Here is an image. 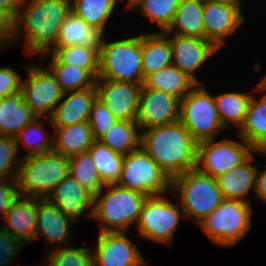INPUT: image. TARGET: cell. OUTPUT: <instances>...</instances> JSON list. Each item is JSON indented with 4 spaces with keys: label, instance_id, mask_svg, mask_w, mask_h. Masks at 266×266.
<instances>
[{
    "label": "cell",
    "instance_id": "obj_1",
    "mask_svg": "<svg viewBox=\"0 0 266 266\" xmlns=\"http://www.w3.org/2000/svg\"><path fill=\"white\" fill-rule=\"evenodd\" d=\"M70 11L71 0H22L15 19L14 42L25 35L23 51L30 56L50 53Z\"/></svg>",
    "mask_w": 266,
    "mask_h": 266
},
{
    "label": "cell",
    "instance_id": "obj_2",
    "mask_svg": "<svg viewBox=\"0 0 266 266\" xmlns=\"http://www.w3.org/2000/svg\"><path fill=\"white\" fill-rule=\"evenodd\" d=\"M197 144L179 120L141 133V147L170 179L196 168Z\"/></svg>",
    "mask_w": 266,
    "mask_h": 266
},
{
    "label": "cell",
    "instance_id": "obj_3",
    "mask_svg": "<svg viewBox=\"0 0 266 266\" xmlns=\"http://www.w3.org/2000/svg\"><path fill=\"white\" fill-rule=\"evenodd\" d=\"M104 188L109 191L104 193L102 189L93 197L91 218L100 221V232H127L138 220L148 196L118 184L105 185Z\"/></svg>",
    "mask_w": 266,
    "mask_h": 266
},
{
    "label": "cell",
    "instance_id": "obj_4",
    "mask_svg": "<svg viewBox=\"0 0 266 266\" xmlns=\"http://www.w3.org/2000/svg\"><path fill=\"white\" fill-rule=\"evenodd\" d=\"M69 170V158L53 151L23 157L16 178L20 196L47 198Z\"/></svg>",
    "mask_w": 266,
    "mask_h": 266
},
{
    "label": "cell",
    "instance_id": "obj_5",
    "mask_svg": "<svg viewBox=\"0 0 266 266\" xmlns=\"http://www.w3.org/2000/svg\"><path fill=\"white\" fill-rule=\"evenodd\" d=\"M171 193L178 194L179 204L185 217L195 220L198 225L224 200L216 178L196 168L171 179Z\"/></svg>",
    "mask_w": 266,
    "mask_h": 266
},
{
    "label": "cell",
    "instance_id": "obj_6",
    "mask_svg": "<svg viewBox=\"0 0 266 266\" xmlns=\"http://www.w3.org/2000/svg\"><path fill=\"white\" fill-rule=\"evenodd\" d=\"M104 39L99 50L97 79L143 84L141 34L112 42Z\"/></svg>",
    "mask_w": 266,
    "mask_h": 266
},
{
    "label": "cell",
    "instance_id": "obj_7",
    "mask_svg": "<svg viewBox=\"0 0 266 266\" xmlns=\"http://www.w3.org/2000/svg\"><path fill=\"white\" fill-rule=\"evenodd\" d=\"M252 204L241 200L224 199L198 226L219 246L236 245L252 226Z\"/></svg>",
    "mask_w": 266,
    "mask_h": 266
},
{
    "label": "cell",
    "instance_id": "obj_8",
    "mask_svg": "<svg viewBox=\"0 0 266 266\" xmlns=\"http://www.w3.org/2000/svg\"><path fill=\"white\" fill-rule=\"evenodd\" d=\"M203 84H196L180 100L179 121L199 143L216 139L219 130H225L218 116L215 98Z\"/></svg>",
    "mask_w": 266,
    "mask_h": 266
},
{
    "label": "cell",
    "instance_id": "obj_9",
    "mask_svg": "<svg viewBox=\"0 0 266 266\" xmlns=\"http://www.w3.org/2000/svg\"><path fill=\"white\" fill-rule=\"evenodd\" d=\"M182 216L185 215L180 204L172 203L164 194L148 196L135 228L141 238L172 245L175 230Z\"/></svg>",
    "mask_w": 266,
    "mask_h": 266
},
{
    "label": "cell",
    "instance_id": "obj_10",
    "mask_svg": "<svg viewBox=\"0 0 266 266\" xmlns=\"http://www.w3.org/2000/svg\"><path fill=\"white\" fill-rule=\"evenodd\" d=\"M117 184L147 196L171 192V179L142 147L124 155L121 177Z\"/></svg>",
    "mask_w": 266,
    "mask_h": 266
},
{
    "label": "cell",
    "instance_id": "obj_11",
    "mask_svg": "<svg viewBox=\"0 0 266 266\" xmlns=\"http://www.w3.org/2000/svg\"><path fill=\"white\" fill-rule=\"evenodd\" d=\"M239 138L240 141L224 137L217 142L215 139L199 142L196 169L216 178L244 163L252 153L266 155L265 151L255 150L242 137Z\"/></svg>",
    "mask_w": 266,
    "mask_h": 266
},
{
    "label": "cell",
    "instance_id": "obj_12",
    "mask_svg": "<svg viewBox=\"0 0 266 266\" xmlns=\"http://www.w3.org/2000/svg\"><path fill=\"white\" fill-rule=\"evenodd\" d=\"M27 72L29 78L21 82L24 102L36 116L49 119L64 91L48 68L32 65L27 67Z\"/></svg>",
    "mask_w": 266,
    "mask_h": 266
},
{
    "label": "cell",
    "instance_id": "obj_13",
    "mask_svg": "<svg viewBox=\"0 0 266 266\" xmlns=\"http://www.w3.org/2000/svg\"><path fill=\"white\" fill-rule=\"evenodd\" d=\"M143 84L96 79L97 98L118 121H136Z\"/></svg>",
    "mask_w": 266,
    "mask_h": 266
},
{
    "label": "cell",
    "instance_id": "obj_14",
    "mask_svg": "<svg viewBox=\"0 0 266 266\" xmlns=\"http://www.w3.org/2000/svg\"><path fill=\"white\" fill-rule=\"evenodd\" d=\"M127 232H99L93 266H139L145 260Z\"/></svg>",
    "mask_w": 266,
    "mask_h": 266
},
{
    "label": "cell",
    "instance_id": "obj_15",
    "mask_svg": "<svg viewBox=\"0 0 266 266\" xmlns=\"http://www.w3.org/2000/svg\"><path fill=\"white\" fill-rule=\"evenodd\" d=\"M180 99L142 85L136 122L141 130L179 120Z\"/></svg>",
    "mask_w": 266,
    "mask_h": 266
},
{
    "label": "cell",
    "instance_id": "obj_16",
    "mask_svg": "<svg viewBox=\"0 0 266 266\" xmlns=\"http://www.w3.org/2000/svg\"><path fill=\"white\" fill-rule=\"evenodd\" d=\"M173 35H168L172 48V65L185 73L196 84H200L195 72L219 49L205 38Z\"/></svg>",
    "mask_w": 266,
    "mask_h": 266
},
{
    "label": "cell",
    "instance_id": "obj_17",
    "mask_svg": "<svg viewBox=\"0 0 266 266\" xmlns=\"http://www.w3.org/2000/svg\"><path fill=\"white\" fill-rule=\"evenodd\" d=\"M203 21L205 39L218 49L245 21L242 9L214 0H204Z\"/></svg>",
    "mask_w": 266,
    "mask_h": 266
},
{
    "label": "cell",
    "instance_id": "obj_18",
    "mask_svg": "<svg viewBox=\"0 0 266 266\" xmlns=\"http://www.w3.org/2000/svg\"><path fill=\"white\" fill-rule=\"evenodd\" d=\"M75 222L74 219L63 214L49 199L38 198L35 238L44 236L49 243L54 244V249L72 245L70 242L74 235L70 231V227Z\"/></svg>",
    "mask_w": 266,
    "mask_h": 266
},
{
    "label": "cell",
    "instance_id": "obj_19",
    "mask_svg": "<svg viewBox=\"0 0 266 266\" xmlns=\"http://www.w3.org/2000/svg\"><path fill=\"white\" fill-rule=\"evenodd\" d=\"M47 199L75 221L82 215L92 217L93 209L84 213L93 207V196L70 174L53 189Z\"/></svg>",
    "mask_w": 266,
    "mask_h": 266
},
{
    "label": "cell",
    "instance_id": "obj_20",
    "mask_svg": "<svg viewBox=\"0 0 266 266\" xmlns=\"http://www.w3.org/2000/svg\"><path fill=\"white\" fill-rule=\"evenodd\" d=\"M68 93H71L67 96ZM67 96V97H66ZM64 97H66L64 99ZM97 98L96 86L85 90L64 92L63 98L49 118L52 127H66L89 121L92 105Z\"/></svg>",
    "mask_w": 266,
    "mask_h": 266
},
{
    "label": "cell",
    "instance_id": "obj_21",
    "mask_svg": "<svg viewBox=\"0 0 266 266\" xmlns=\"http://www.w3.org/2000/svg\"><path fill=\"white\" fill-rule=\"evenodd\" d=\"M38 198L19 196L5 215L0 228L24 245L35 238L37 227Z\"/></svg>",
    "mask_w": 266,
    "mask_h": 266
},
{
    "label": "cell",
    "instance_id": "obj_22",
    "mask_svg": "<svg viewBox=\"0 0 266 266\" xmlns=\"http://www.w3.org/2000/svg\"><path fill=\"white\" fill-rule=\"evenodd\" d=\"M252 154L244 163L231 169L229 172L216 177L218 187L224 199L241 200L251 203L250 199L244 198L250 189H256V174L259 170L256 163H252ZM257 166V167H256Z\"/></svg>",
    "mask_w": 266,
    "mask_h": 266
},
{
    "label": "cell",
    "instance_id": "obj_23",
    "mask_svg": "<svg viewBox=\"0 0 266 266\" xmlns=\"http://www.w3.org/2000/svg\"><path fill=\"white\" fill-rule=\"evenodd\" d=\"M141 62L144 80L173 63L172 48L168 34L154 32L146 35L141 33Z\"/></svg>",
    "mask_w": 266,
    "mask_h": 266
},
{
    "label": "cell",
    "instance_id": "obj_24",
    "mask_svg": "<svg viewBox=\"0 0 266 266\" xmlns=\"http://www.w3.org/2000/svg\"><path fill=\"white\" fill-rule=\"evenodd\" d=\"M103 37L101 30L88 25L71 10L59 29L56 47L79 45L100 48Z\"/></svg>",
    "mask_w": 266,
    "mask_h": 266
},
{
    "label": "cell",
    "instance_id": "obj_25",
    "mask_svg": "<svg viewBox=\"0 0 266 266\" xmlns=\"http://www.w3.org/2000/svg\"><path fill=\"white\" fill-rule=\"evenodd\" d=\"M264 92L261 98L253 96L248 106L239 136L255 150L266 151V91L260 85L254 89Z\"/></svg>",
    "mask_w": 266,
    "mask_h": 266
},
{
    "label": "cell",
    "instance_id": "obj_26",
    "mask_svg": "<svg viewBox=\"0 0 266 266\" xmlns=\"http://www.w3.org/2000/svg\"><path fill=\"white\" fill-rule=\"evenodd\" d=\"M53 129V152L68 158L88 151L95 141L88 121Z\"/></svg>",
    "mask_w": 266,
    "mask_h": 266
},
{
    "label": "cell",
    "instance_id": "obj_27",
    "mask_svg": "<svg viewBox=\"0 0 266 266\" xmlns=\"http://www.w3.org/2000/svg\"><path fill=\"white\" fill-rule=\"evenodd\" d=\"M36 116L24 102L22 92L2 98L0 106V136L15 137Z\"/></svg>",
    "mask_w": 266,
    "mask_h": 266
},
{
    "label": "cell",
    "instance_id": "obj_28",
    "mask_svg": "<svg viewBox=\"0 0 266 266\" xmlns=\"http://www.w3.org/2000/svg\"><path fill=\"white\" fill-rule=\"evenodd\" d=\"M203 7L204 0H181L172 25L165 33L205 38Z\"/></svg>",
    "mask_w": 266,
    "mask_h": 266
},
{
    "label": "cell",
    "instance_id": "obj_29",
    "mask_svg": "<svg viewBox=\"0 0 266 266\" xmlns=\"http://www.w3.org/2000/svg\"><path fill=\"white\" fill-rule=\"evenodd\" d=\"M195 85L196 83L190 77L173 65L149 75L143 83L146 88L169 93L180 100Z\"/></svg>",
    "mask_w": 266,
    "mask_h": 266
},
{
    "label": "cell",
    "instance_id": "obj_30",
    "mask_svg": "<svg viewBox=\"0 0 266 266\" xmlns=\"http://www.w3.org/2000/svg\"><path fill=\"white\" fill-rule=\"evenodd\" d=\"M136 121H117L99 141L123 155L141 147V133Z\"/></svg>",
    "mask_w": 266,
    "mask_h": 266
},
{
    "label": "cell",
    "instance_id": "obj_31",
    "mask_svg": "<svg viewBox=\"0 0 266 266\" xmlns=\"http://www.w3.org/2000/svg\"><path fill=\"white\" fill-rule=\"evenodd\" d=\"M218 116L224 128L230 124L240 128L245 120L252 95L242 92H226L214 96Z\"/></svg>",
    "mask_w": 266,
    "mask_h": 266
},
{
    "label": "cell",
    "instance_id": "obj_32",
    "mask_svg": "<svg viewBox=\"0 0 266 266\" xmlns=\"http://www.w3.org/2000/svg\"><path fill=\"white\" fill-rule=\"evenodd\" d=\"M104 185L117 184L121 177L124 155L95 140L88 150Z\"/></svg>",
    "mask_w": 266,
    "mask_h": 266
},
{
    "label": "cell",
    "instance_id": "obj_33",
    "mask_svg": "<svg viewBox=\"0 0 266 266\" xmlns=\"http://www.w3.org/2000/svg\"><path fill=\"white\" fill-rule=\"evenodd\" d=\"M99 50L88 46L71 45L54 48L52 55L59 63L87 70L95 79L99 71Z\"/></svg>",
    "mask_w": 266,
    "mask_h": 266
},
{
    "label": "cell",
    "instance_id": "obj_34",
    "mask_svg": "<svg viewBox=\"0 0 266 266\" xmlns=\"http://www.w3.org/2000/svg\"><path fill=\"white\" fill-rule=\"evenodd\" d=\"M43 55L41 57L47 55L51 57L48 69L55 76L56 81L64 92L85 90L95 86L96 79L87 70L61 64L49 53Z\"/></svg>",
    "mask_w": 266,
    "mask_h": 266
},
{
    "label": "cell",
    "instance_id": "obj_35",
    "mask_svg": "<svg viewBox=\"0 0 266 266\" xmlns=\"http://www.w3.org/2000/svg\"><path fill=\"white\" fill-rule=\"evenodd\" d=\"M120 0H71L73 10L88 25L105 32L107 21L112 17Z\"/></svg>",
    "mask_w": 266,
    "mask_h": 266
},
{
    "label": "cell",
    "instance_id": "obj_36",
    "mask_svg": "<svg viewBox=\"0 0 266 266\" xmlns=\"http://www.w3.org/2000/svg\"><path fill=\"white\" fill-rule=\"evenodd\" d=\"M181 0H134L127 9L137 10L139 15L151 19L165 32L172 25L176 10Z\"/></svg>",
    "mask_w": 266,
    "mask_h": 266
},
{
    "label": "cell",
    "instance_id": "obj_37",
    "mask_svg": "<svg viewBox=\"0 0 266 266\" xmlns=\"http://www.w3.org/2000/svg\"><path fill=\"white\" fill-rule=\"evenodd\" d=\"M41 117L27 124L14 138L19 152L20 142L29 151L23 157L47 154L53 151V134L49 136L47 129L40 122Z\"/></svg>",
    "mask_w": 266,
    "mask_h": 266
},
{
    "label": "cell",
    "instance_id": "obj_38",
    "mask_svg": "<svg viewBox=\"0 0 266 266\" xmlns=\"http://www.w3.org/2000/svg\"><path fill=\"white\" fill-rule=\"evenodd\" d=\"M69 162V174L93 197L104 189L105 185L98 174L89 151L69 157Z\"/></svg>",
    "mask_w": 266,
    "mask_h": 266
},
{
    "label": "cell",
    "instance_id": "obj_39",
    "mask_svg": "<svg viewBox=\"0 0 266 266\" xmlns=\"http://www.w3.org/2000/svg\"><path fill=\"white\" fill-rule=\"evenodd\" d=\"M47 254L44 266H93L92 248L69 245L53 249Z\"/></svg>",
    "mask_w": 266,
    "mask_h": 266
},
{
    "label": "cell",
    "instance_id": "obj_40",
    "mask_svg": "<svg viewBox=\"0 0 266 266\" xmlns=\"http://www.w3.org/2000/svg\"><path fill=\"white\" fill-rule=\"evenodd\" d=\"M15 138L0 136V180L17 178L21 159Z\"/></svg>",
    "mask_w": 266,
    "mask_h": 266
},
{
    "label": "cell",
    "instance_id": "obj_41",
    "mask_svg": "<svg viewBox=\"0 0 266 266\" xmlns=\"http://www.w3.org/2000/svg\"><path fill=\"white\" fill-rule=\"evenodd\" d=\"M117 121L104 103L96 98L88 121L94 140H99Z\"/></svg>",
    "mask_w": 266,
    "mask_h": 266
},
{
    "label": "cell",
    "instance_id": "obj_42",
    "mask_svg": "<svg viewBox=\"0 0 266 266\" xmlns=\"http://www.w3.org/2000/svg\"><path fill=\"white\" fill-rule=\"evenodd\" d=\"M24 246L21 241L0 228V266H8Z\"/></svg>",
    "mask_w": 266,
    "mask_h": 266
},
{
    "label": "cell",
    "instance_id": "obj_43",
    "mask_svg": "<svg viewBox=\"0 0 266 266\" xmlns=\"http://www.w3.org/2000/svg\"><path fill=\"white\" fill-rule=\"evenodd\" d=\"M22 79L20 74L10 67L0 68V97L14 95L21 91Z\"/></svg>",
    "mask_w": 266,
    "mask_h": 266
},
{
    "label": "cell",
    "instance_id": "obj_44",
    "mask_svg": "<svg viewBox=\"0 0 266 266\" xmlns=\"http://www.w3.org/2000/svg\"><path fill=\"white\" fill-rule=\"evenodd\" d=\"M19 196L16 178L0 180V215L2 217H5Z\"/></svg>",
    "mask_w": 266,
    "mask_h": 266
},
{
    "label": "cell",
    "instance_id": "obj_45",
    "mask_svg": "<svg viewBox=\"0 0 266 266\" xmlns=\"http://www.w3.org/2000/svg\"><path fill=\"white\" fill-rule=\"evenodd\" d=\"M15 38V18L0 8V50L11 45Z\"/></svg>",
    "mask_w": 266,
    "mask_h": 266
},
{
    "label": "cell",
    "instance_id": "obj_46",
    "mask_svg": "<svg viewBox=\"0 0 266 266\" xmlns=\"http://www.w3.org/2000/svg\"><path fill=\"white\" fill-rule=\"evenodd\" d=\"M255 196L266 203V169L256 174Z\"/></svg>",
    "mask_w": 266,
    "mask_h": 266
},
{
    "label": "cell",
    "instance_id": "obj_47",
    "mask_svg": "<svg viewBox=\"0 0 266 266\" xmlns=\"http://www.w3.org/2000/svg\"><path fill=\"white\" fill-rule=\"evenodd\" d=\"M22 0H0V8L9 12L15 19Z\"/></svg>",
    "mask_w": 266,
    "mask_h": 266
},
{
    "label": "cell",
    "instance_id": "obj_48",
    "mask_svg": "<svg viewBox=\"0 0 266 266\" xmlns=\"http://www.w3.org/2000/svg\"><path fill=\"white\" fill-rule=\"evenodd\" d=\"M214 1H218L220 3H223V4H228V5H232L234 7H237L239 9H242L241 5H242V0H214Z\"/></svg>",
    "mask_w": 266,
    "mask_h": 266
},
{
    "label": "cell",
    "instance_id": "obj_49",
    "mask_svg": "<svg viewBox=\"0 0 266 266\" xmlns=\"http://www.w3.org/2000/svg\"><path fill=\"white\" fill-rule=\"evenodd\" d=\"M260 87L266 91V75L264 76V78L261 80V82L259 83Z\"/></svg>",
    "mask_w": 266,
    "mask_h": 266
},
{
    "label": "cell",
    "instance_id": "obj_50",
    "mask_svg": "<svg viewBox=\"0 0 266 266\" xmlns=\"http://www.w3.org/2000/svg\"><path fill=\"white\" fill-rule=\"evenodd\" d=\"M128 2V5H127V7L134 1V0H127Z\"/></svg>",
    "mask_w": 266,
    "mask_h": 266
},
{
    "label": "cell",
    "instance_id": "obj_51",
    "mask_svg": "<svg viewBox=\"0 0 266 266\" xmlns=\"http://www.w3.org/2000/svg\"><path fill=\"white\" fill-rule=\"evenodd\" d=\"M148 264H146V262L144 261L142 264H140L139 266H147Z\"/></svg>",
    "mask_w": 266,
    "mask_h": 266
}]
</instances>
